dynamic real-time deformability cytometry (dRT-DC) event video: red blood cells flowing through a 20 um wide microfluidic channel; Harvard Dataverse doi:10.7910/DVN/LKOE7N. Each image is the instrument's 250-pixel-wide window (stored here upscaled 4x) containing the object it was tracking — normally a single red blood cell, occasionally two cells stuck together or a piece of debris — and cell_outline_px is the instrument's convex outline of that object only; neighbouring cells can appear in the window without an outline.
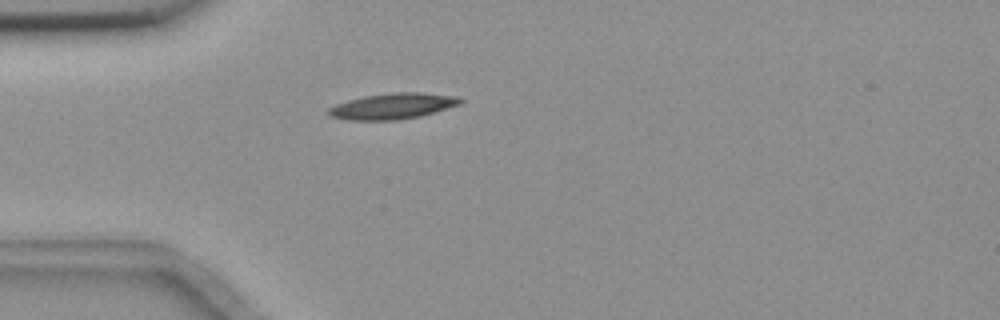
{"species": "common noctule bat (a hibernating species)", "species_latin": "Nyctalus noctula", "temperature_condition": "room temperature", "stored_images_in_passage": 41, "camera_frame_rate_fps": 3000, "um_per_image_px": 0.085, "animal": {"sex": "female", "body_mass_g": 18.4}, "frame": {"image": 1, "passage_image": 1, "time_ms": 0.0, "image_size_px": [1000, 320], "cell_outline_px": [[464, 100], [460, 104], [420, 116], [396, 120], [348, 120], [332, 116], [328, 112], [328, 108], [336, 104], [348, 100], [364, 96], [392, 92], [420, 92], [460, 96]], "centroid_in_image_um": [33.41, 9.01], "position_along_channel_um": 51.6, "area_um2": 19.83}}
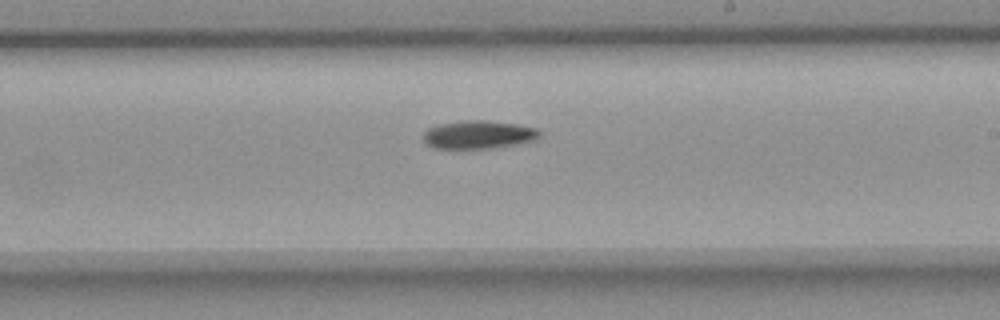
{"frame": {"image": 2, "passage_image": 18, "time_ms": 5.667, "image_size_px": [1000, 320], "cell_outline_px": [[540, 136], [532, 140], [512, 144], [488, 148], [432, 148], [424, 144], [424, 132], [428, 128], [436, 124], [464, 120], [484, 120], [516, 124], [536, 128], [540, 132]], "centroid_in_image_um": [40.58, 11.43], "position_along_channel_um": 248.4, "area_um2": 18.9}}
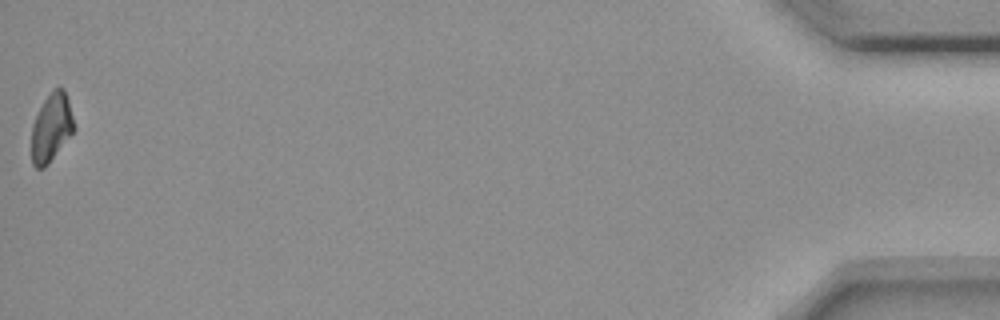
{"frame": {"image": 3, "passage_image": 41, "time_ms": 13.333, "image_size_px": [1000, 320], "cell_outline_px": [[76, 128], [48, 164], [44, 168], [36, 168], [32, 164], [32, 124], [44, 100], [56, 88], [64, 88], [68, 100]], "centroid_in_image_um": [4.37, 10.87], "position_along_channel_um": 430.8, "area_um2": 16.59}, "authors_computed_cell_mechanics": {"area_um2": 18.496, "velocity_mm_per_s": 3.6487, "shape_relaxation_time_tau1_ms": 5.9859, "shape_relaxation_time_tau2_ms": null, "deformation_change_tau1": 0.1337, "deformation_change_tau2": null}}